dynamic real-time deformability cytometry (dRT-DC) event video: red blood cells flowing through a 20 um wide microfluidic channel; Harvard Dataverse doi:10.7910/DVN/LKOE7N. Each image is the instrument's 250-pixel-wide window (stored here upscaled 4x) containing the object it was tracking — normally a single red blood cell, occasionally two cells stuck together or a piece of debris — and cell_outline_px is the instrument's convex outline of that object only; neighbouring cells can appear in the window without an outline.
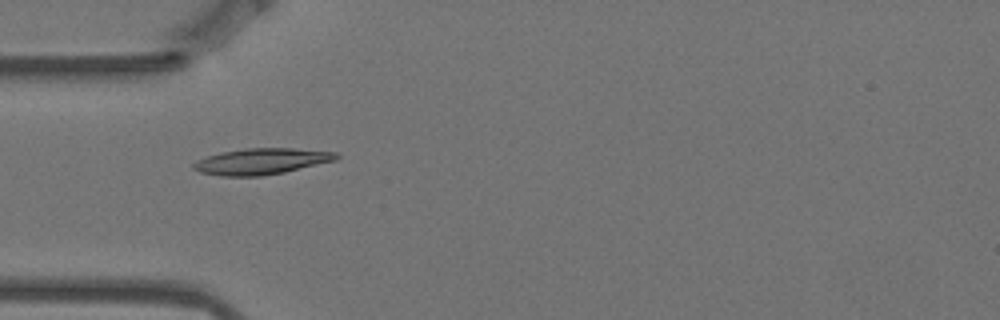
{"species": "Egyptian fruit bat (a non-hibernating species)", "species_latin": "Rousettus aegyptiacus", "temperature_condition": "warm", "stored_images_in_passage": 4, "camera_frame_rate_fps": 3000, "um_per_image_px": 0.085, "animal": {"sex": "female"}, "frame": {"image": 1, "passage_image": 3, "time_ms": 0.667, "image_size_px": [1000, 320], "cell_outline_px": [[340, 156], [336, 160], [284, 172], [260, 176], [220, 176], [200, 172], [192, 168], [192, 164], [196, 160], [220, 152], [244, 148], [292, 148], [340, 152]], "centroid_in_image_um": [22.23, 13.71], "position_along_channel_um": 62.8, "area_um2": 21.85}}
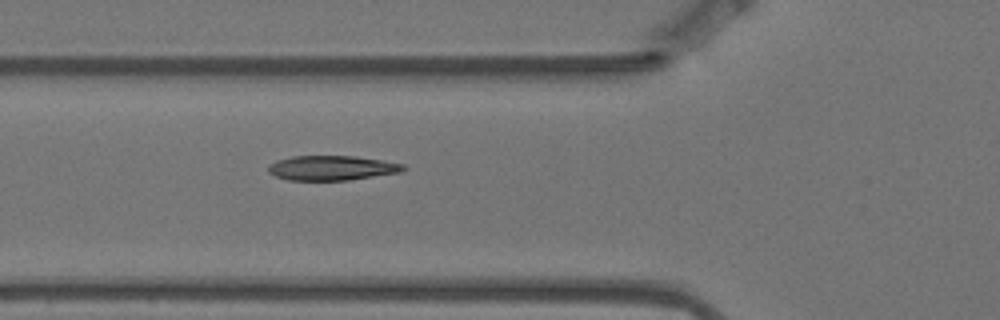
{"frame": {"image": 2, "passage_image": 4, "time_ms": 1.0, "image_size_px": [1000, 320], "cell_outline_px": [[408, 168], [400, 172], [348, 180], [288, 180], [276, 176], [268, 172], [268, 164], [276, 160], [292, 156], [356, 156], [384, 160], [404, 164]], "centroid_in_image_um": [28.21, 14.27], "position_along_channel_um": 97.6, "area_um2": 19.54}}